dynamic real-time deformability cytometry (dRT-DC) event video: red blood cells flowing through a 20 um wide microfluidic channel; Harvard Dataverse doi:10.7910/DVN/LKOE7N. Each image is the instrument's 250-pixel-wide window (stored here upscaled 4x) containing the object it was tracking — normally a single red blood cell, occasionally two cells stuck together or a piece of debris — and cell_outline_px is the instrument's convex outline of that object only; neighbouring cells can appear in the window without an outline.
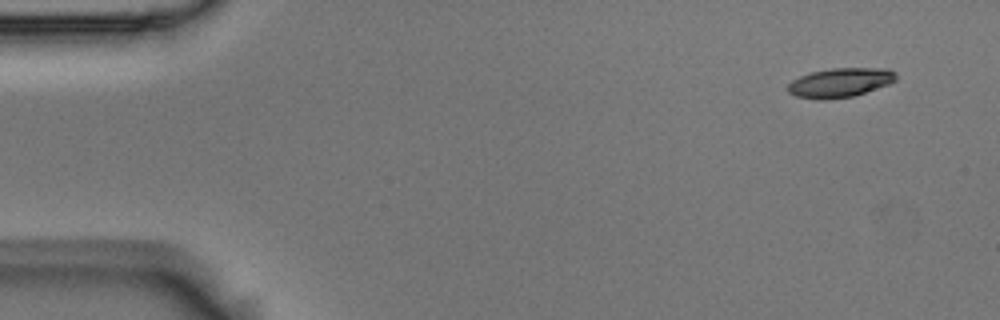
{"species": "Egyptian fruit bat (a non-hibernating species)", "species_latin": "Rousettus aegyptiacus", "temperature_condition": "room temperature", "stored_images_in_passage": 5, "camera_frame_rate_fps": 3000, "um_per_image_px": 0.085, "animal": {"sex": "male"}, "frame": {"image": 1, "passage_image": 1, "time_ms": 0.0, "image_size_px": [1000, 320], "cell_outline_px": [[896, 80], [888, 84], [852, 96], [824, 100], [816, 100], [796, 96], [788, 92], [788, 84], [792, 80], [800, 76], [812, 72], [832, 68], [888, 68], [896, 72]], "centroid_in_image_um": [71.39, 7.02], "position_along_channel_um": 13.6, "area_um2": 18.38}}
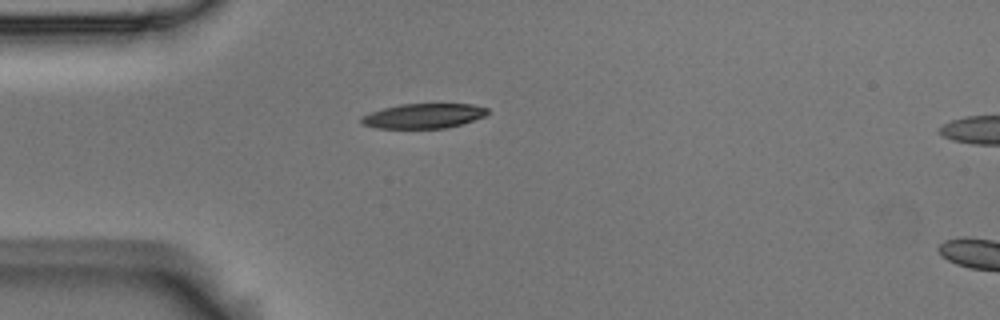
{"frame": {"image": 2, "passage_image": 4, "time_ms": 1.0, "image_size_px": [1000, 320], "cell_outline_px": [[488, 112], [484, 116], [460, 124], [444, 128], [376, 128], [364, 124], [360, 120], [360, 116], [384, 108], [400, 104], [472, 104], [488, 108]], "centroid_in_image_um": [35.98, 9.85], "position_along_channel_um": 49.0, "area_um2": 17.98}}